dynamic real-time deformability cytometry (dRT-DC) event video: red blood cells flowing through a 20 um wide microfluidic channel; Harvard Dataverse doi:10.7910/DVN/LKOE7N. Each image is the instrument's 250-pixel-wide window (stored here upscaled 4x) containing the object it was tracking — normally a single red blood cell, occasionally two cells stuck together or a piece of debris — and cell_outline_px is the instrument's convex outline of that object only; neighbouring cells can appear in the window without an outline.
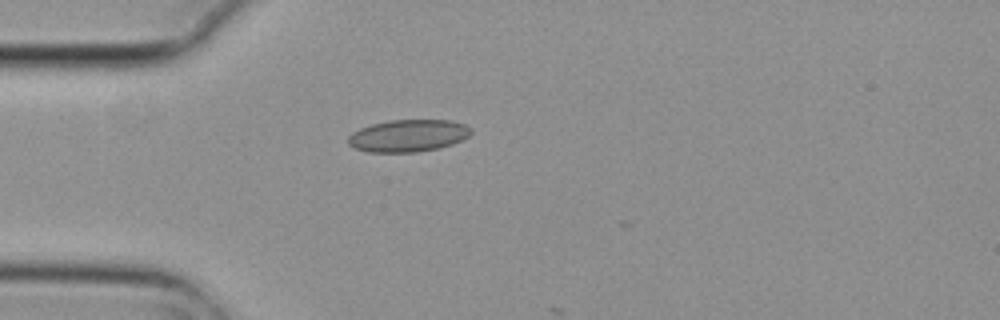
{"species": "common noctule bat (a hibernating species)", "species_latin": "Nyctalus noctula", "temperature_condition": "cold", "stored_images_in_passage": 1, "camera_frame_rate_fps": 3000, "um_per_image_px": 0.085, "animal": {"sex": "female", "body_mass_g": 29.2, "forearm_length_mm": 56.3}, "frame": {"image": 1, "passage_image": 1, "time_ms": 0.0, "image_size_px": [1000, 320], "cell_outline_px": [[472, 132], [468, 136], [452, 144], [436, 148], [416, 152], [368, 152], [352, 148], [348, 144], [348, 136], [352, 132], [360, 128], [372, 124], [388, 120], [452, 120], [464, 124], [472, 128]], "centroid_in_image_um": [34.66, 11.53], "position_along_channel_um": 50.3, "area_um2": 23.12}}